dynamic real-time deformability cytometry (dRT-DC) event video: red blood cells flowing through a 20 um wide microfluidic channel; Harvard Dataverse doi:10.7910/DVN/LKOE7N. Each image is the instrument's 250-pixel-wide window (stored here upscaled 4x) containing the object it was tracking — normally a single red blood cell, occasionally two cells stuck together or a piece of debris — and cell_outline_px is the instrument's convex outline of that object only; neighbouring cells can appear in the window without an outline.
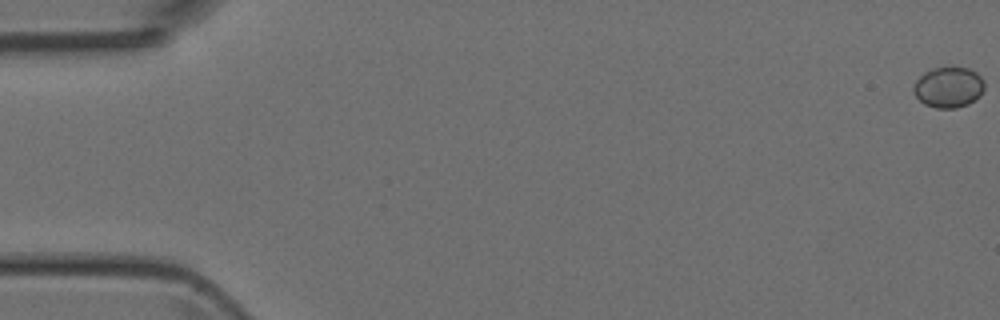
{"species": "Egyptian fruit bat (a non-hibernating species)", "species_latin": "Rousettus aegyptiacus", "temperature_condition": "room temperature", "stored_images_in_passage": 30, "camera_frame_rate_fps": 3000, "um_per_image_px": 0.085, "animal": {"sex": "female"}, "frame": {"image": 1, "passage_image": 1, "time_ms": 0.0, "image_size_px": [1000, 320], "cell_outline_px": [[984, 88], [980, 96], [968, 104], [956, 108], [936, 108], [924, 104], [912, 92], [912, 88], [916, 80], [924, 72], [932, 68], [952, 64], [968, 68], [976, 72], [984, 80]], "centroid_in_image_um": [80.62, 7.37], "position_along_channel_um": 4.4, "area_um2": 17.34}}
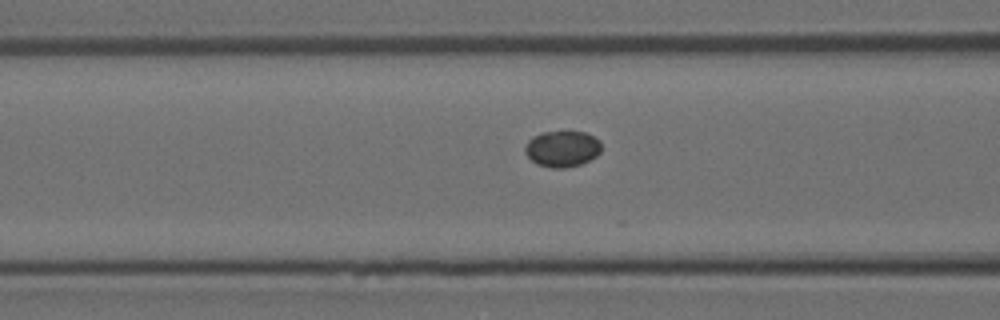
{"frame": {"image": 2, "passage_image": 21, "time_ms": 6.667, "image_size_px": [1000, 320], "cell_outline_px": [[600, 152], [596, 156], [580, 164], [564, 168], [552, 168], [536, 164], [524, 152], [524, 148], [528, 140], [532, 136], [544, 132], [584, 132], [600, 140]], "centroid_in_image_um": [47.76, 12.65], "position_along_channel_um": 118.8, "area_um2": 15.95}}
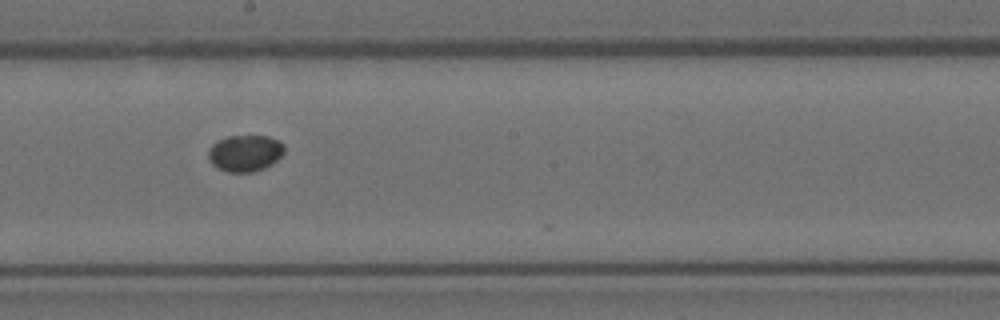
{"frame": {"image": 3, "passage_image": 29, "time_ms": 9.333, "image_size_px": [1000, 320], "cell_outline_px": [[284, 152], [276, 160], [264, 168], [252, 172], [228, 172], [212, 164], [208, 156], [208, 148], [212, 144], [228, 136], [268, 136], [280, 140], [284, 144]], "centroid_in_image_um": [20.84, 13.0], "position_along_channel_um": 227.4, "area_um2": 16.07}}